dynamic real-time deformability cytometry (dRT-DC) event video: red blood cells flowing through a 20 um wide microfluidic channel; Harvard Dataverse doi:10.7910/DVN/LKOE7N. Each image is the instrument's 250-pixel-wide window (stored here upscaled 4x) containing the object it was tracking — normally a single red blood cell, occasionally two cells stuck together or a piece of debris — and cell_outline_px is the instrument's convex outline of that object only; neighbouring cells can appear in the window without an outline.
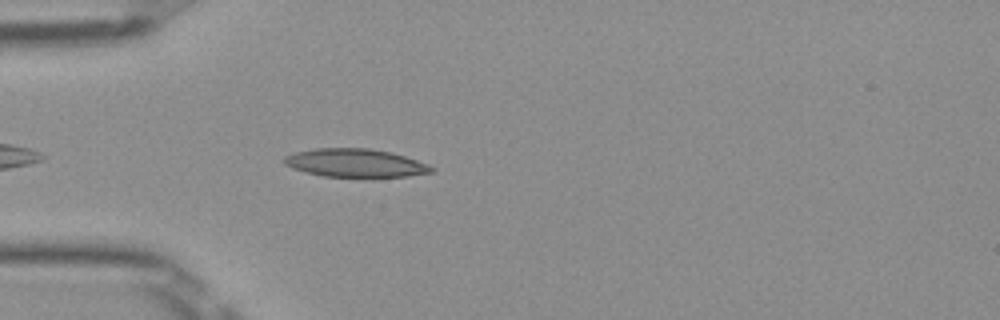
{"species": "Egyptian fruit bat (a non-hibernating species)", "species_latin": "Rousettus aegyptiacus", "temperature_condition": "room temperature", "stored_images_in_passage": 27, "camera_frame_rate_fps": 3000, "um_per_image_px": 0.085, "frame": {"image": 1, "passage_image": 5, "time_ms": 1.333, "image_size_px": [1000, 320], "cell_outline_px": [[436, 168], [432, 172], [408, 176], [324, 176], [292, 168], [284, 164], [284, 156], [296, 152], [316, 148], [368, 148], [392, 152], [428, 164]], "centroid_in_image_um": [30.21, 13.84], "position_along_channel_um": 54.8, "area_um2": 23.93}}
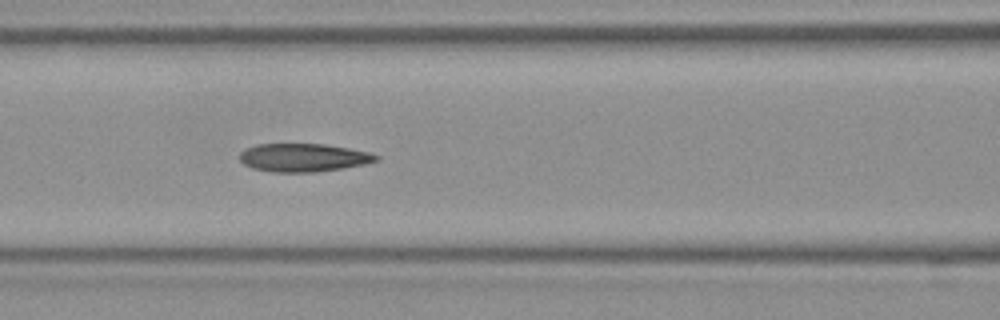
{"frame": {"image": 2, "passage_image": 12, "time_ms": 3.667, "image_size_px": [1000, 320], "cell_outline_px": [[380, 160], [364, 164], [344, 168], [316, 172], [272, 172], [252, 168], [244, 164], [240, 160], [240, 152], [256, 144], [324, 144], [348, 148], [368, 152], [380, 156]], "centroid_in_image_um": [25.8, 13.4], "position_along_channel_um": 140.8, "area_um2": 22.43}}
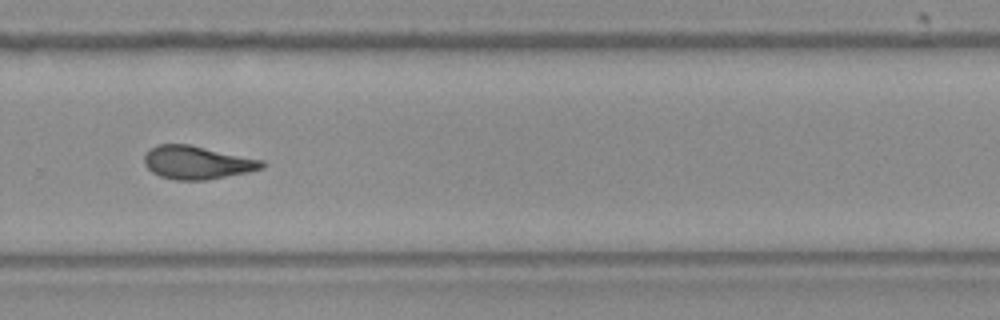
{"frame": {"image": 3, "passage_image": 25, "time_ms": 8.0, "image_size_px": [1000, 320], "cell_outline_px": [[268, 164], [264, 168], [248, 172], [204, 180], [176, 180], [160, 176], [152, 172], [144, 164], [144, 156], [156, 144], [188, 144], [264, 160]], "centroid_in_image_um": [16.78, 13.81], "position_along_channel_um": 313.0, "area_um2": 22.72}}